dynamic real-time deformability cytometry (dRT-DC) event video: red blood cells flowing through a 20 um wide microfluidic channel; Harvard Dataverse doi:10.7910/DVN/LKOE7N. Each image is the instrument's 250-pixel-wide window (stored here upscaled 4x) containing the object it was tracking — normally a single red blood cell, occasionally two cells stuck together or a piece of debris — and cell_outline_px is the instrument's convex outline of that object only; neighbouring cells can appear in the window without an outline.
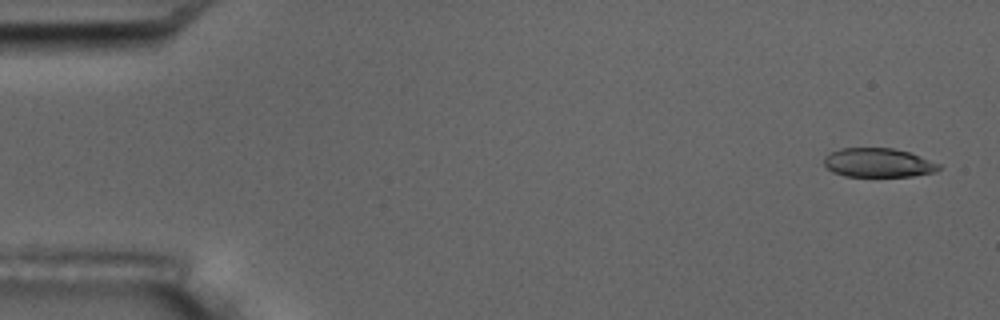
{"species": "common noctule bat (a hibernating species)", "species_latin": "Nyctalus noctula", "temperature_condition": "room temperature", "stored_images_in_passage": 5, "camera_frame_rate_fps": 3000, "um_per_image_px": 0.085, "animal": {"sex": "male", "body_mass_g": 17.5, "forearm_length_mm": 52.3}, "frame": {"image": 1, "passage_image": 1, "time_ms": 0.0, "image_size_px": [1000, 320], "cell_outline_px": [[940, 168], [936, 172], [912, 176], [844, 176], [832, 172], [824, 164], [824, 156], [840, 148], [892, 148], [908, 152], [940, 164]], "centroid_in_image_um": [74.63, 13.83], "position_along_channel_um": 10.4, "area_um2": 19.31}}
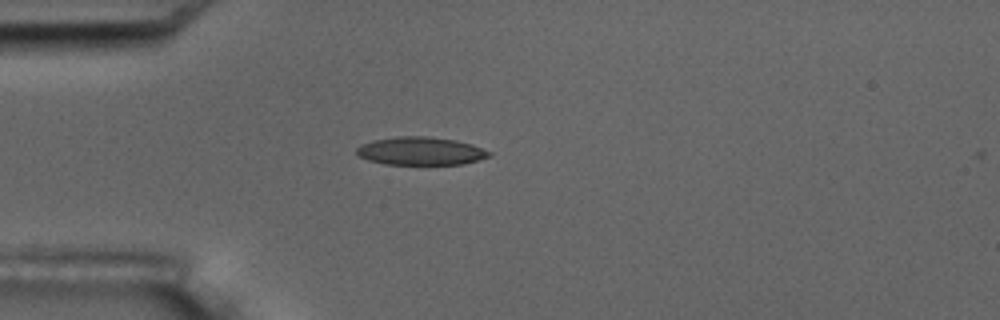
{"frame": {"image": 2, "passage_image": 4, "time_ms": 4.333, "image_size_px": [1000, 320], "cell_outline_px": [[492, 156], [464, 164], [384, 164], [368, 160], [360, 156], [356, 152], [356, 148], [360, 144], [372, 140], [396, 136], [428, 136], [456, 140], [472, 144], [492, 152]], "centroid_in_image_um": [35.76, 12.83], "position_along_channel_um": 49.2, "area_um2": 21.85}}